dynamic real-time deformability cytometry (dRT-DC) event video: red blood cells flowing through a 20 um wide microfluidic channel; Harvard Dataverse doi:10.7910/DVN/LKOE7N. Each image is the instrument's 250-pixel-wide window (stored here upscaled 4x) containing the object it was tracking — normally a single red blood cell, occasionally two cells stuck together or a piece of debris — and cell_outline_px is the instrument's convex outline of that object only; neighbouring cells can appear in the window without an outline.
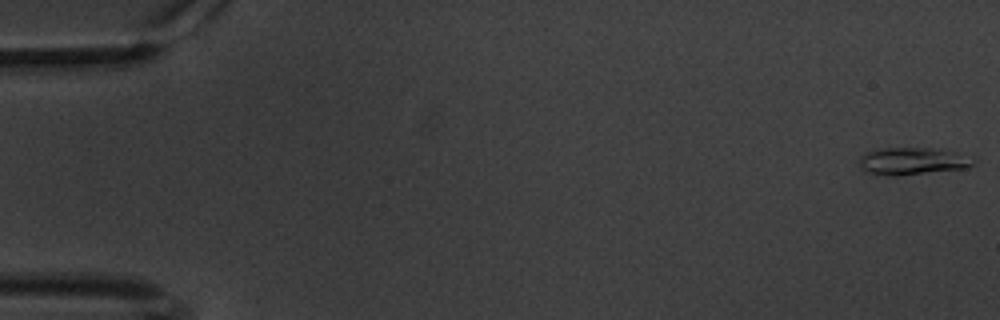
{"species": "common noctule bat (a hibernating species)", "species_latin": "Nyctalus noctula", "temperature_condition": "warm", "stored_images_in_passage": 33, "camera_frame_rate_fps": 3000, "um_per_image_px": 0.085, "animal": {"sex": "male", "body_mass_g": 20.1, "forearm_length_mm": 53.5}, "frame": {"image": 1, "passage_image": 1, "time_ms": 0.0, "image_size_px": [1000, 320], "cell_outline_px": [[976, 160], [968, 168], [896, 176], [892, 176], [864, 172], [860, 164], [860, 156], [868, 152], [884, 148], [932, 148], [956, 152], [976, 156]], "centroid_in_image_um": [77.64, 13.7], "position_along_channel_um": 7.4, "area_um2": 18.26}}
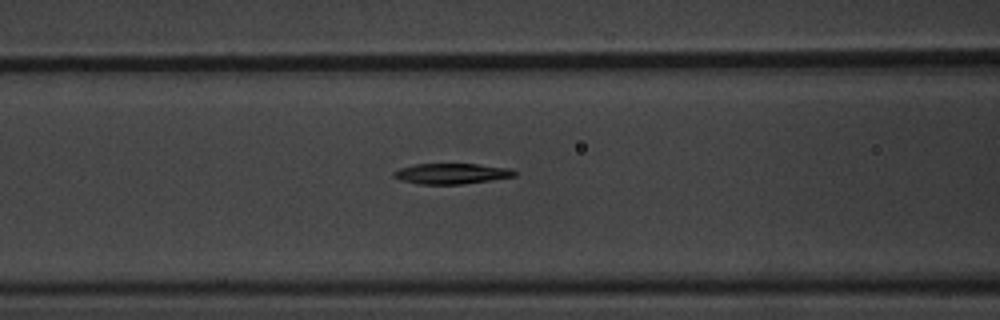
{"frame": {"image": 2, "passage_image": 25, "time_ms": 8.0, "image_size_px": [1000, 320], "cell_outline_px": [[516, 176], [464, 184], [420, 184], [400, 180], [392, 176], [392, 172], [400, 168], [416, 164], [480, 164], [512, 168], [516, 172]], "centroid_in_image_um": [38.39, 14.75], "position_along_channel_um": 128.2, "area_um2": 14.57}}
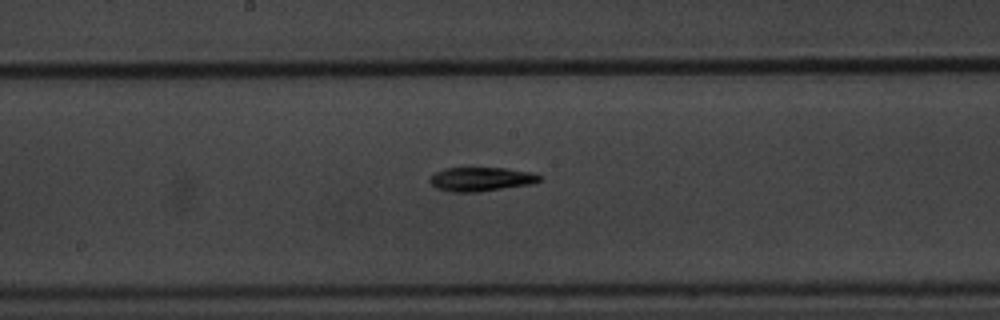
{"frame": {"image": 3, "passage_image": 32, "time_ms": 10.333, "image_size_px": [1000, 320], "cell_outline_px": [[544, 176], [540, 180], [532, 184], [480, 192], [448, 192], [436, 188], [428, 180], [436, 172], [444, 168], [504, 168], [532, 172]], "centroid_in_image_um": [40.91, 15.24], "position_along_channel_um": 207.3, "area_um2": 15.49}}